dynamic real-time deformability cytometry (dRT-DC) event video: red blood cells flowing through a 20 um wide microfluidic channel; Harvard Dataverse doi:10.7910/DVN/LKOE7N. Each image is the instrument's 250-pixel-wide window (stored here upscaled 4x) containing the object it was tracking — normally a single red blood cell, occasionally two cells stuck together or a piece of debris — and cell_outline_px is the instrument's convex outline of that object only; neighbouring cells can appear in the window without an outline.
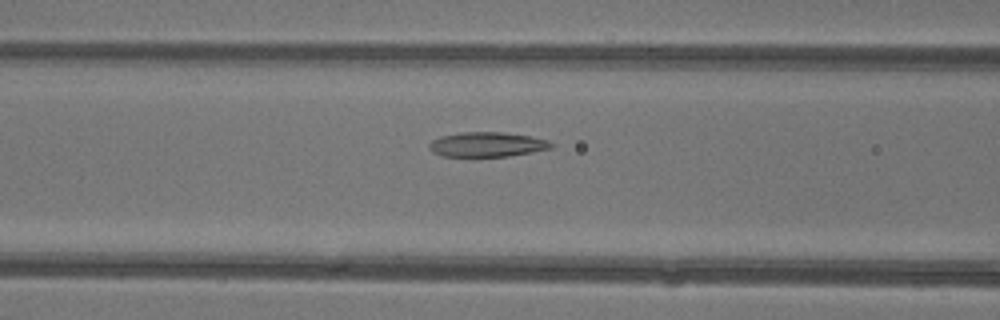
{"species": "common noctule bat (a hibernating species)", "species_latin": "Nyctalus noctula", "temperature_condition": "warm", "stored_images_in_passage": 36, "camera_frame_rate_fps": 3000, "um_per_image_px": 0.085, "animal": {"sex": "female"}, "frame": {"image": 1, "passage_image": 9, "time_ms": 2.667, "image_size_px": [1000, 320], "cell_outline_px": [[556, 144], [552, 148], [508, 156], [444, 156], [432, 152], [428, 148], [428, 144], [432, 140], [440, 136], [460, 132], [504, 132], [528, 136], [548, 140]], "centroid_in_image_um": [41.39, 12.27], "position_along_channel_um": 125.2, "area_um2": 17.57}}
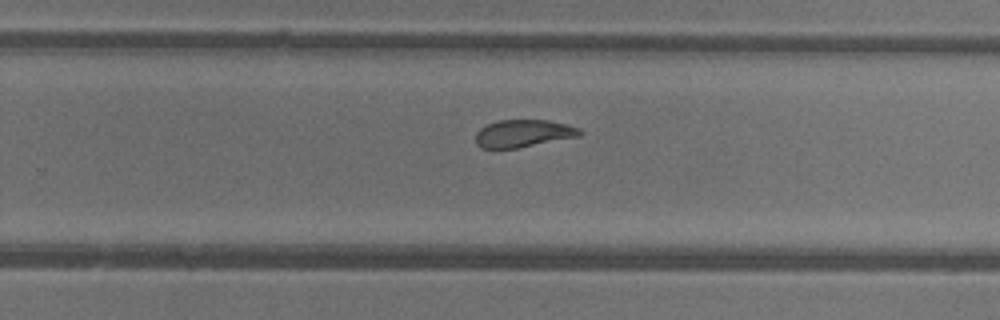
{"frame": {"image": 2, "passage_image": 20, "time_ms": 6.333, "image_size_px": [1000, 320], "cell_outline_px": [[584, 132], [580, 136], [516, 148], [480, 148], [476, 144], [476, 132], [480, 128], [488, 124], [500, 120], [548, 120], [568, 124], [580, 128]], "centroid_in_image_um": [44.5, 11.33], "position_along_channel_um": 285.3, "area_um2": 16.7}}
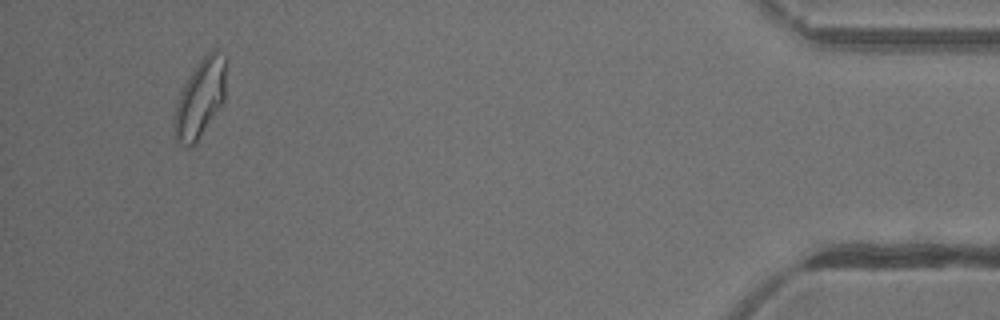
{"frame": {"image": 3, "passage_image": 34, "time_ms": 11.0, "image_size_px": [1000, 320], "cell_outline_px": [[228, 60], [224, 100], [196, 144], [192, 148], [188, 148], [180, 144], [176, 140], [172, 124], [176, 104], [180, 92], [184, 84], [196, 64], [208, 52], [216, 48]], "centroid_in_image_um": [17.02, 8.36], "position_along_channel_um": 418.2, "area_um2": 24.16}, "authors_computed_cell_mechanics": {"area_um2": 18.1492, "velocity_mm_per_s": 4.3848, "shape_relaxation_time_tau1_ms": 5.6636, "shape_relaxation_time_tau2_ms": 1.2967, "deformation_change_tau1": 0.1692, "deformation_change_tau2": 0.0881}}